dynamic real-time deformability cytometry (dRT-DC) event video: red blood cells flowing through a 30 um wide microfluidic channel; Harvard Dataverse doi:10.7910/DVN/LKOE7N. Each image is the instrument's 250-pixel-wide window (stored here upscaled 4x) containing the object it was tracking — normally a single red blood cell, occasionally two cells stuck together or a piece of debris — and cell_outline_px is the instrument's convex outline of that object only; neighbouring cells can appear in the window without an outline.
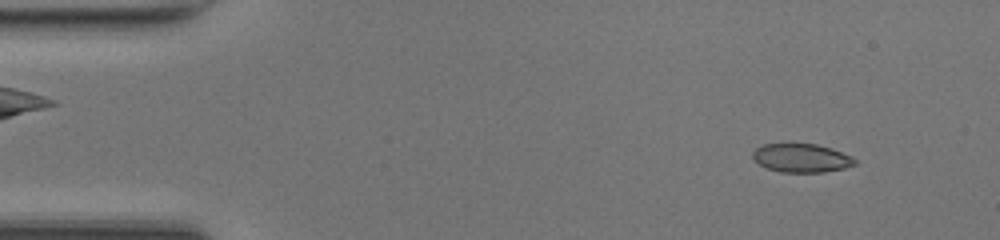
{"species": "common noctule bat (a hibernating species)", "species_latin": "Nyctalus noctula", "temperature_condition": "room temperature", "stored_images_in_passage": 47, "camera_frame_rate_fps": 3000, "um_per_image_px": 0.085, "animal": {"sex": "female", "body_mass_g": 17.0, "forearm_length_mm": 48.0}, "frame": {"image": 1, "passage_image": 3, "time_ms": 0.667, "image_size_px": [1000, 240], "cell_outline_px": [[848, 164], [836, 168], [812, 172], [796, 172], [772, 168], [756, 160], [756, 156], [760, 148], [772, 144], [808, 144], [824, 148], [836, 152], [844, 156]], "centroid_in_image_um": [67.99, 13.42], "position_along_channel_um": 17.0, "area_um2": 14.28}}
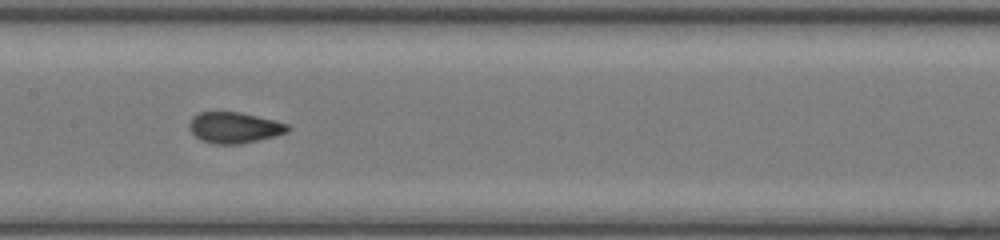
{"frame": {"image": 2, "passage_image": 22, "time_ms": 7.0, "image_size_px": [1000, 240], "cell_outline_px": [[288, 128], [280, 132], [248, 140], [212, 140], [200, 136], [192, 128], [192, 124], [196, 116], [208, 112], [228, 112], [248, 116], [280, 124]], "centroid_in_image_um": [19.83, 10.77], "position_along_channel_um": 187.6, "area_um2": 13.93}}
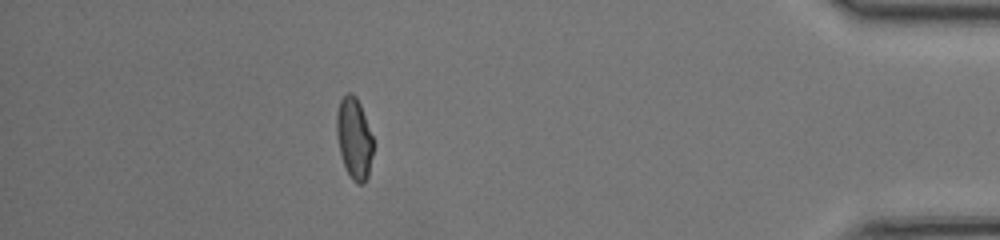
{"frame": {"image": 3, "passage_image": 41, "time_ms": 13.333, "image_size_px": [1000, 240], "cell_outline_px": [[372, 152], [368, 172], [364, 180], [356, 180], [348, 172], [340, 148], [340, 104], [344, 96], [352, 96], [356, 100], [360, 108], [372, 136]], "centroid_in_image_um": [30.17, 11.8], "position_along_channel_um": 405.0, "area_um2": 14.74}, "authors_computed_cell_mechanics": {"area_um2": 14.2766, "velocity_mm_per_s": 4.2831, "shape_relaxation_time_tau1_ms": null, "shape_relaxation_time_tau2_ms": 0.7662, "deformation_change_tau1": null, "deformation_change_tau2": 0.0638}}